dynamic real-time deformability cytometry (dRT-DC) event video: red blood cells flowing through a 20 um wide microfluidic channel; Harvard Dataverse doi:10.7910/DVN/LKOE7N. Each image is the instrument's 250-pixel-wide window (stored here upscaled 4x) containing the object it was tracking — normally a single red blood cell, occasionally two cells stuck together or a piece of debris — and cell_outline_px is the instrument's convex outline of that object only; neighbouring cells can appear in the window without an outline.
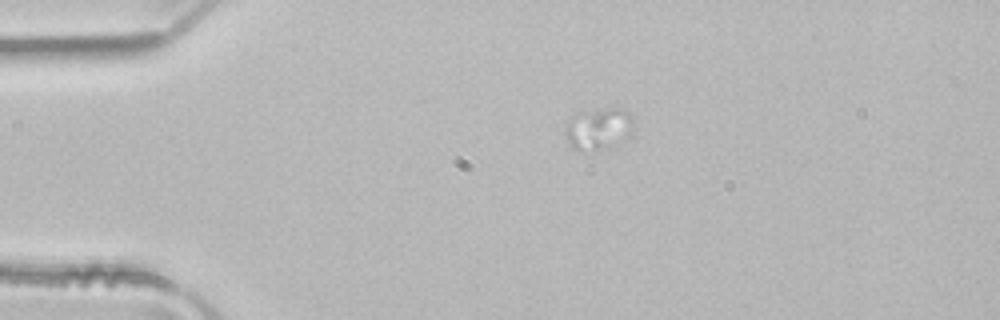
{"species": "common noctule bat (a hibernating species)", "species_latin": "Nyctalus noctula", "temperature_condition": "room temperature", "stored_images_in_passage": 2, "camera_frame_rate_fps": 3000, "um_per_image_px": 0.085, "animal": {"sex": "male", "body_mass_g": 21.5, "forearm_length_mm": 52.0}, "frame": {"image": 1, "passage_image": 1, "time_ms": 0.0, "image_size_px": [1000, 320], "cell_outline_px": [[636, 128], [632, 136], [628, 140], [600, 148], [572, 148], [564, 136], [564, 124], [568, 116], [576, 112], [608, 108], [628, 108], [636, 116]], "centroid_in_image_um": [50.96, 10.85], "position_along_channel_um": 34.0, "area_um2": 17.51}}